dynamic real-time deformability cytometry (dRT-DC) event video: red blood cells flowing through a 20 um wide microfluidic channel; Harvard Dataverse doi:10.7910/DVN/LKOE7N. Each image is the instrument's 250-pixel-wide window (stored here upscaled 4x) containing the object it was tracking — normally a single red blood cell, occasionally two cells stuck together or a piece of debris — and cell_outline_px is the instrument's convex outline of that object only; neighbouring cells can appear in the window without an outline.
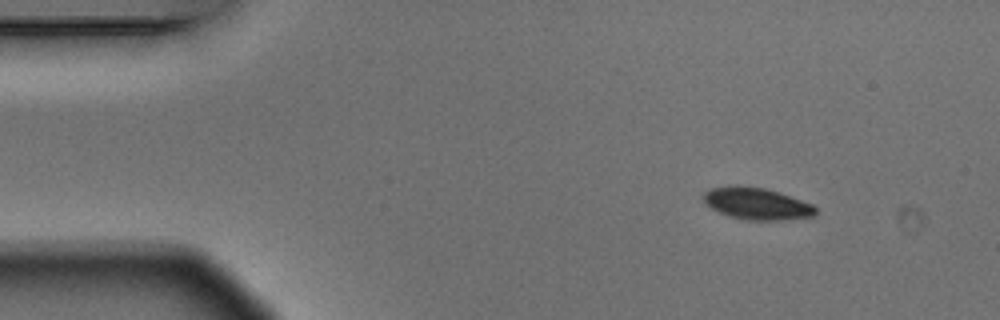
{"species": "Egyptian fruit bat (a non-hibernating species)", "species_latin": "Rousettus aegyptiacus", "temperature_condition": "warm", "stored_images_in_passage": 5, "camera_frame_rate_fps": 3000, "um_per_image_px": 0.085, "animal": {"sex": "male"}, "frame": {"image": 1, "passage_image": 1, "time_ms": 0.0, "image_size_px": [1000, 320], "cell_outline_px": [[816, 216], [780, 220], [744, 220], [728, 216], [712, 208], [704, 200], [704, 192], [712, 188], [728, 184], [736, 184], [764, 188], [812, 204], [816, 208]], "centroid_in_image_um": [64.3, 17.3], "position_along_channel_um": 20.7, "area_um2": 20.75}}
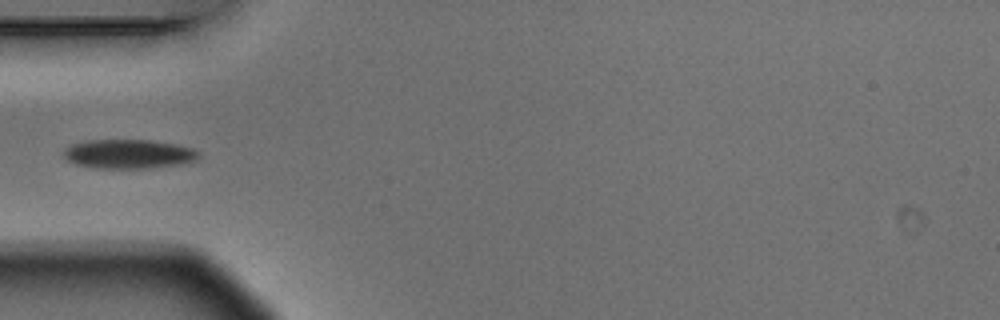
{"frame": {"image": 2, "passage_image": 4, "time_ms": 1.0, "image_size_px": [1000, 320], "cell_outline_px": [[200, 156], [196, 160], [184, 164], [152, 168], [96, 168], [76, 164], [68, 160], [64, 156], [64, 148], [72, 144], [84, 140], [152, 140], [176, 144], [192, 148], [200, 152]], "centroid_in_image_um": [10.97, 13.09], "position_along_channel_um": 74.0, "area_um2": 23.18}}
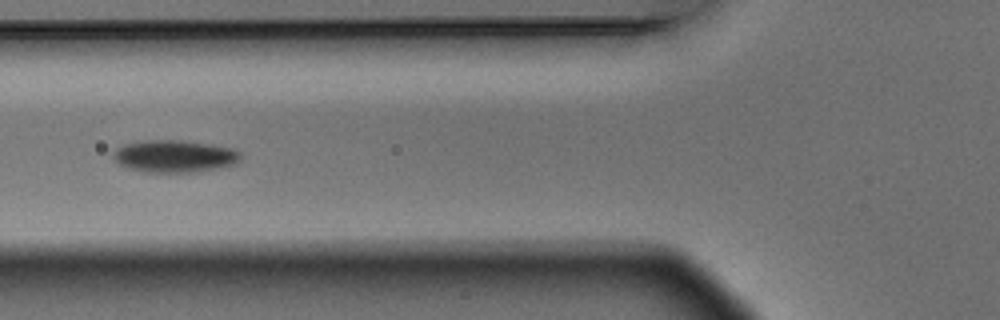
{"frame": {"image": 3, "passage_image": 5, "time_ms": 1.333, "image_size_px": [1000, 320], "cell_outline_px": [[240, 160], [236, 164], [200, 172], [144, 172], [128, 168], [120, 164], [112, 156], [112, 152], [116, 148], [124, 144], [144, 140], [184, 140], [212, 144], [232, 148], [240, 152]], "centroid_in_image_um": [14.84, 13.27], "position_along_channel_um": 111.0, "area_um2": 24.22}}